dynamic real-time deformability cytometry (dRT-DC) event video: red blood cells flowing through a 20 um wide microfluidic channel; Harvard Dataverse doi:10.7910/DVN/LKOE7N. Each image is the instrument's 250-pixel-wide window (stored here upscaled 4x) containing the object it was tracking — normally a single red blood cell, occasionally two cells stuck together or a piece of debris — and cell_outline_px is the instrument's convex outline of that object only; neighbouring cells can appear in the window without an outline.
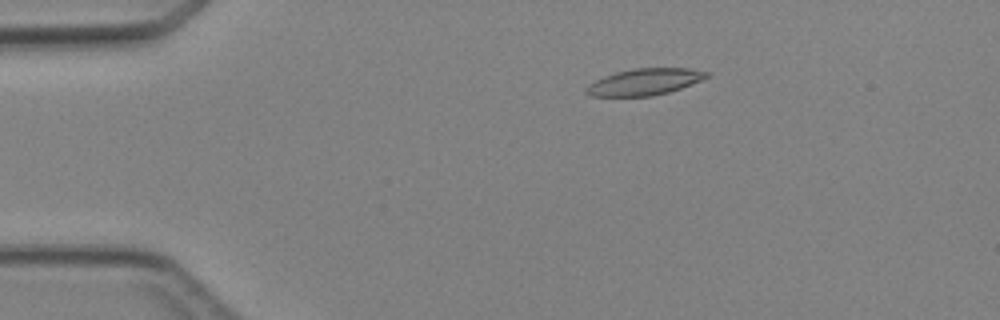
{"species": "Egyptian fruit bat (a non-hibernating species)", "species_latin": "Rousettus aegyptiacus", "temperature_condition": "cold", "stored_images_in_passage": 3, "camera_frame_rate_fps": 3000, "um_per_image_px": 0.085, "animal": {"sex": "female"}, "frame": {"image": 1, "passage_image": 1, "time_ms": 0.0, "image_size_px": [1000, 320], "cell_outline_px": [[708, 76], [700, 80], [680, 88], [668, 92], [652, 96], [592, 96], [584, 92], [584, 88], [588, 84], [604, 76], [616, 72], [636, 68], [692, 68], [708, 72]], "centroid_in_image_um": [54.74, 6.96], "position_along_channel_um": 30.3, "area_um2": 18.5}}
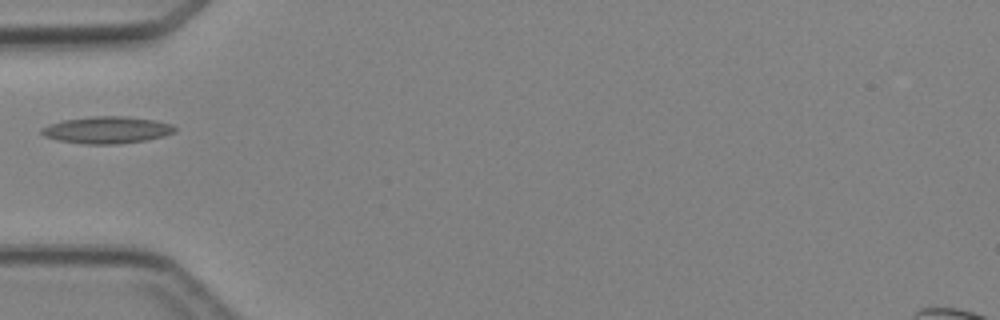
{"frame": {"image": 2, "passage_image": 3, "time_ms": 2.333, "image_size_px": [1000, 320], "cell_outline_px": [[176, 132], [164, 136], [144, 140], [120, 144], [84, 144], [56, 140], [44, 136], [40, 132], [40, 128], [48, 124], [64, 120], [92, 116], [124, 116], [156, 120], [172, 124], [176, 128]], "centroid_in_image_um": [9.08, 11.05], "position_along_channel_um": 75.9, "area_um2": 21.1}}